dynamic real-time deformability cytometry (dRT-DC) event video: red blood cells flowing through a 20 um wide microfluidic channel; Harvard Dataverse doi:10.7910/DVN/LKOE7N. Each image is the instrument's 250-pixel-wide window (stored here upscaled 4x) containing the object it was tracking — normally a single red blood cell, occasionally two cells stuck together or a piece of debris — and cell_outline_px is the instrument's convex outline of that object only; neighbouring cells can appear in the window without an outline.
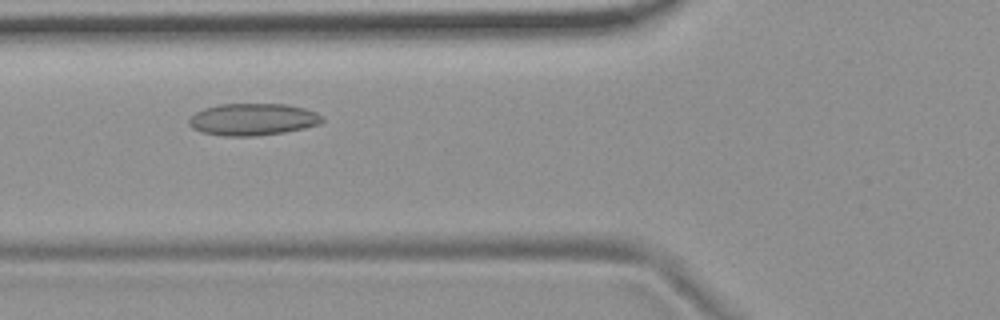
{"species": "common noctule bat (a hibernating species)", "species_latin": "Nyctalus noctula", "temperature_condition": "room temperature", "stored_images_in_passage": 48, "camera_frame_rate_fps": 3000, "um_per_image_px": 0.085, "animal": {"sex": "female", "body_mass_g": 19.9}, "frame": {"image": 1, "passage_image": 14, "time_ms": 4.333, "image_size_px": [1000, 320], "cell_outline_px": [[324, 120], [320, 124], [304, 128], [284, 132], [256, 136], [224, 136], [200, 132], [192, 128], [188, 124], [188, 120], [196, 112], [204, 108], [220, 104], [288, 104], [304, 108], [316, 112], [324, 116]], "centroid_in_image_um": [21.5, 10.15], "position_along_channel_um": 104.3, "area_um2": 25.03}, "authors_computed_cell_mechanics": {"area_um2": 23.6113, "velocity_mm_per_s": 3.6682, "shape_relaxation_time_tau1_ms": 5.1914, "shape_relaxation_time_tau2_ms": 11.2039, "deformation_change_tau1": 0.0982, "deformation_change_tau2": 0.1777}}